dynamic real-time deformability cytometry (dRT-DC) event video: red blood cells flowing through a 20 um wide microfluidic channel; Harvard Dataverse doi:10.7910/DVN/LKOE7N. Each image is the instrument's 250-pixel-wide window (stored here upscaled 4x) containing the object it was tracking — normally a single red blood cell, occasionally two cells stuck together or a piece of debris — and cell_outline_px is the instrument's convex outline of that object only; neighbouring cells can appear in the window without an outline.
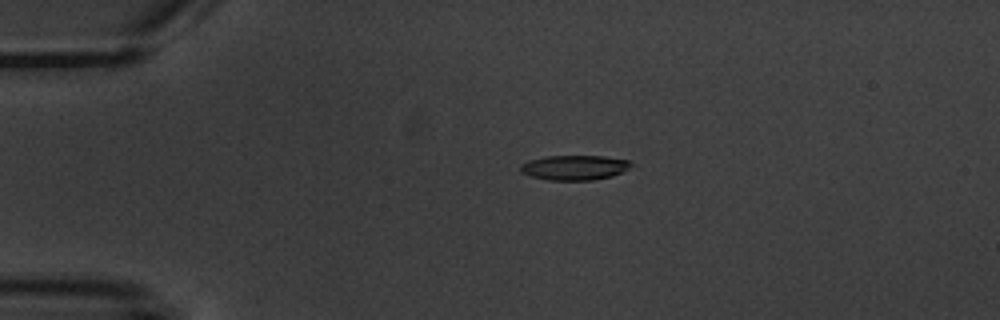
{"species": "common noctule bat (a hibernating species)", "species_latin": "Nyctalus noctula", "temperature_condition": "warm", "stored_images_in_passage": 6, "camera_frame_rate_fps": 3000, "um_per_image_px": 0.085, "animal": {"sex": "male", "body_mass_g": 20.1, "forearm_length_mm": 53.5}, "frame": {"image": 1, "passage_image": 4, "time_ms": 3.667, "image_size_px": [1000, 320], "cell_outline_px": [[632, 164], [624, 172], [612, 176], [592, 180], [548, 180], [532, 176], [520, 172], [520, 164], [528, 160], [544, 156], [604, 156], [628, 160]], "centroid_in_image_um": [48.81, 14.24], "position_along_channel_um": 36.2, "area_um2": 16.07}}
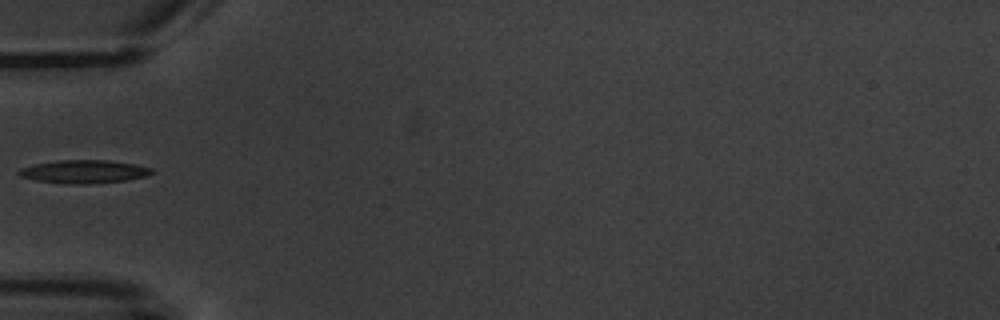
{"frame": {"image": 2, "passage_image": 6, "time_ms": 6.0, "image_size_px": [1000, 320], "cell_outline_px": [[152, 172], [144, 176], [128, 180], [84, 184], [64, 184], [36, 180], [20, 176], [16, 172], [20, 168], [32, 164], [56, 160], [108, 160], [132, 164], [152, 168]], "centroid_in_image_um": [7.05, 14.58], "position_along_channel_um": 77.9, "area_um2": 17.92}}